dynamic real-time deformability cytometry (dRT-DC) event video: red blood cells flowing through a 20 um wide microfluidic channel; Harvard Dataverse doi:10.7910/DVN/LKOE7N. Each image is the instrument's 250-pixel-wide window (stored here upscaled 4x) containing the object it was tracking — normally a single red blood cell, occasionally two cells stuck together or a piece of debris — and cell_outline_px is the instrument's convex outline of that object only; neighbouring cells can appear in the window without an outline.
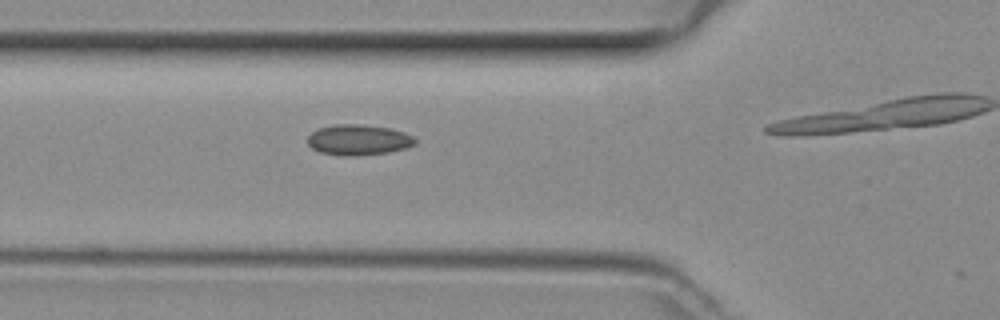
{"species": "common noctule bat (a hibernating species)", "species_latin": "Nyctalus noctula", "temperature_condition": "room temperature", "stored_images_in_passage": 20, "camera_frame_rate_fps": 3000, "um_per_image_px": 0.085, "animal": {"sex": "female", "body_mass_g": 29.2, "forearm_length_mm": 56.3}, "frame": {"image": 1, "passage_image": 17, "time_ms": 5.333, "image_size_px": [1000, 320], "cell_outline_px": [[416, 144], [404, 148], [388, 152], [352, 156], [348, 156], [320, 152], [312, 148], [308, 144], [308, 136], [312, 132], [320, 128], [332, 124], [356, 124], [388, 128], [404, 132], [412, 136], [416, 140]], "centroid_in_image_um": [30.45, 11.88], "position_along_channel_um": 95.3, "area_um2": 18.9}}